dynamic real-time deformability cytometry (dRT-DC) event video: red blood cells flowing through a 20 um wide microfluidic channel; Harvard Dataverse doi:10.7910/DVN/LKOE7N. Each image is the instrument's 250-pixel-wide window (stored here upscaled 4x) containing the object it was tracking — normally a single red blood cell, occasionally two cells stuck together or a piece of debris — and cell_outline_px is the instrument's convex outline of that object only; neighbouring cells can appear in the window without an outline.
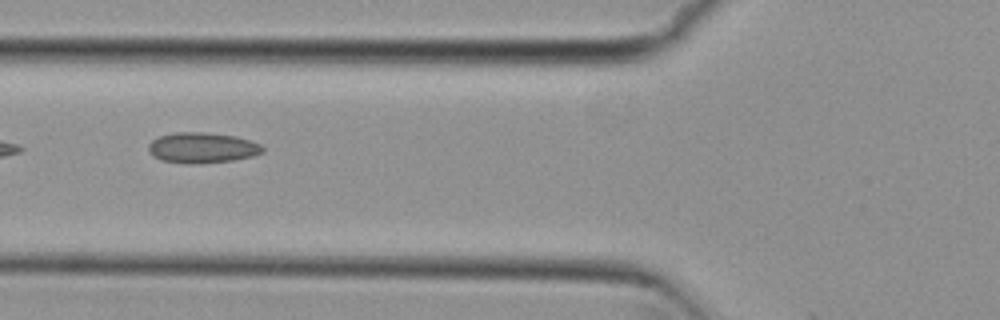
{"species": "common noctule bat (a hibernating species)", "species_latin": "Nyctalus noctula", "temperature_condition": "cold", "stored_images_in_passage": 30, "camera_frame_rate_fps": 3000, "um_per_image_px": 0.085, "animal": {"sex": "female", "body_mass_g": 29.2, "forearm_length_mm": 56.3}, "frame": {"image": 1, "passage_image": 5, "time_ms": 1.333, "image_size_px": [1000, 320], "cell_outline_px": [[264, 152], [252, 156], [232, 160], [196, 164], [192, 164], [160, 160], [152, 156], [148, 152], [148, 144], [152, 140], [160, 136], [176, 132], [204, 132], [236, 136], [260, 144], [264, 148]], "centroid_in_image_um": [17.16, 12.56], "position_along_channel_um": 108.6, "area_um2": 20.35}}
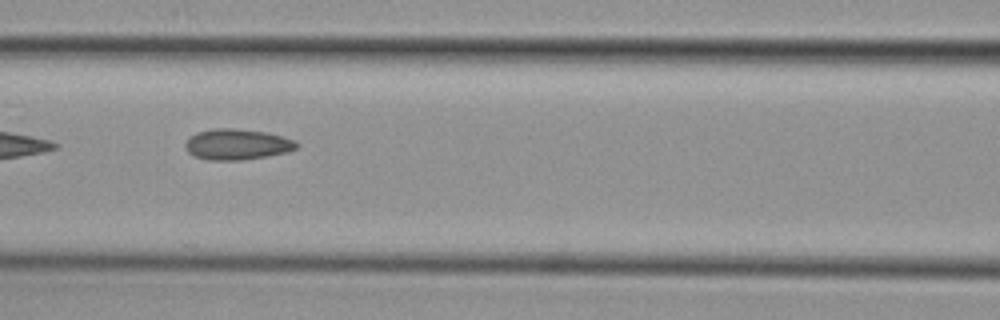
{"frame": {"image": 2, "passage_image": 8, "time_ms": 2.333, "image_size_px": [1000, 320], "cell_outline_px": [[300, 144], [296, 148], [288, 152], [268, 156], [240, 160], [208, 160], [192, 156], [184, 148], [184, 144], [196, 132], [216, 128], [232, 128], [268, 132], [296, 140]], "centroid_in_image_um": [20.17, 12.27], "position_along_channel_um": 146.4, "area_um2": 20.17}}
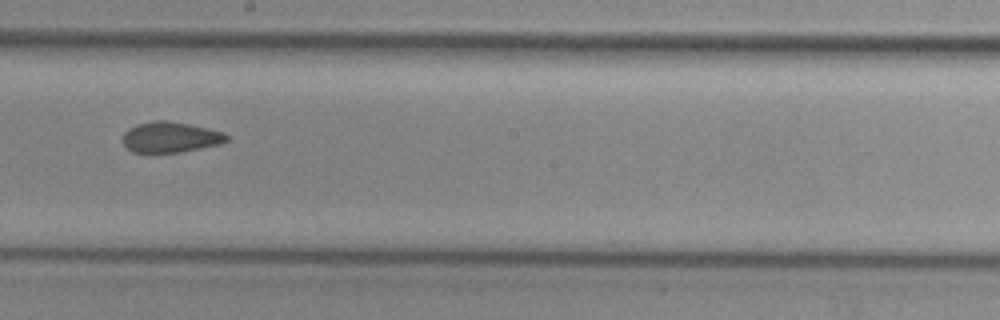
{"frame": {"image": 3, "passage_image": 15, "time_ms": 4.667, "image_size_px": [1000, 320], "cell_outline_px": [[228, 140], [220, 144], [180, 152], [132, 152], [124, 144], [124, 132], [128, 128], [136, 124], [152, 120], [168, 120], [188, 124], [224, 132], [228, 136]], "centroid_in_image_um": [14.48, 11.64], "position_along_channel_um": 233.7, "area_um2": 18.44}, "authors_computed_cell_mechanics": {"area_um2": 18.9006, "velocity_mm_per_s": 3.754, "shape_relaxation_time_tau1_ms": null, "shape_relaxation_time_tau2_ms": 2.0489, "deformation_change_tau1": null, "deformation_change_tau2": 0.0826}}